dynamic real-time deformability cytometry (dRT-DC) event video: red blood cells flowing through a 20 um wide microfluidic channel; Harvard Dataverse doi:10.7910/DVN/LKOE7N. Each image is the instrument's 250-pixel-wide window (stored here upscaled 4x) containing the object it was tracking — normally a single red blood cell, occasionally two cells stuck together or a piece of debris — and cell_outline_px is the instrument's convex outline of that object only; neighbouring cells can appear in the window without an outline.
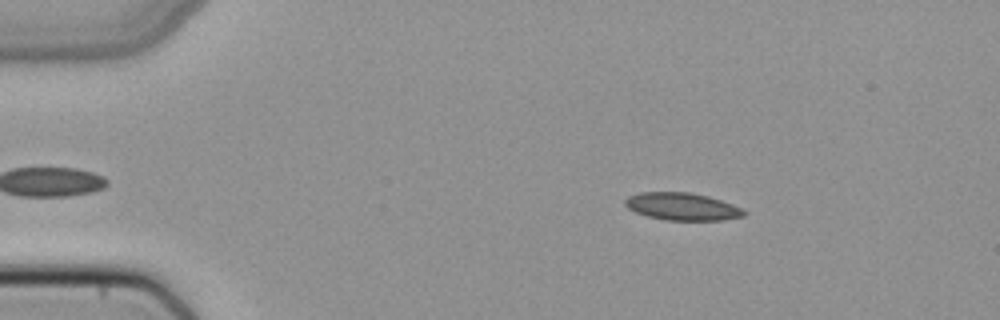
{"species": "common noctule bat (a hibernating species)", "species_latin": "Nyctalus noctula", "temperature_condition": "cold", "stored_images_in_passage": 50, "camera_frame_rate_fps": 3000, "um_per_image_px": 0.085, "animal": {"sex": "female", "body_mass_g": 22.7, "forearm_length_mm": 54.2}, "frame": {"image": 1, "passage_image": 8, "time_ms": 2.333, "image_size_px": [1000, 320], "cell_outline_px": [[748, 212], [744, 216], [724, 220], [664, 220], [648, 216], [636, 212], [628, 208], [624, 204], [624, 200], [628, 196], [640, 192], [692, 192], [708, 196], [732, 204]], "centroid_in_image_um": [57.98, 17.55], "position_along_channel_um": 27.0, "area_um2": 19.07}}
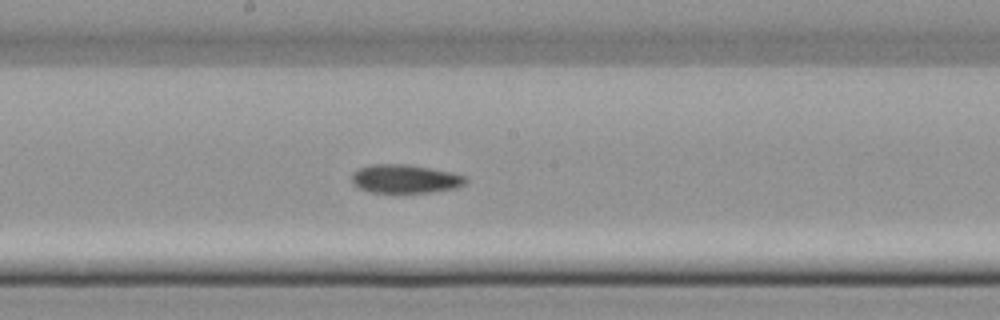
{"frame": {"image": 2, "passage_image": 27, "time_ms": 8.667, "image_size_px": [1000, 320], "cell_outline_px": [[468, 180], [464, 184], [456, 188], [428, 192], [372, 192], [360, 188], [352, 184], [352, 172], [360, 168], [372, 164], [408, 164], [452, 172], [464, 176]], "centroid_in_image_um": [34.42, 15.19], "position_along_channel_um": 213.8, "area_um2": 18.84}}
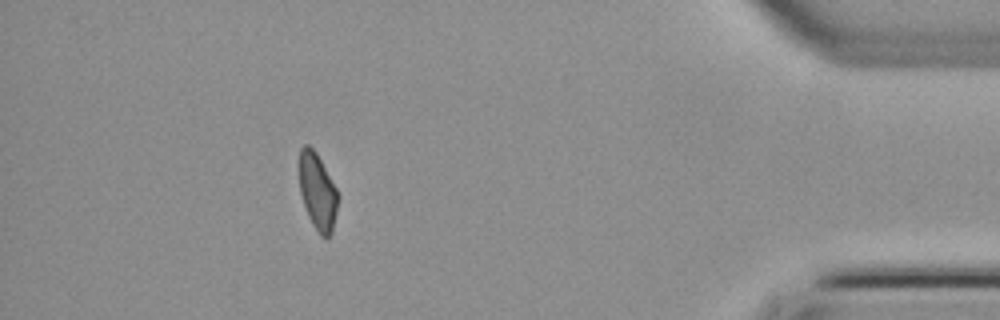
{"frame": {"image": 3, "passage_image": 45, "time_ms": 14.667, "image_size_px": [1000, 320], "cell_outline_px": [[340, 196], [332, 232], [324, 240], [320, 236], [312, 224], [308, 216], [300, 192], [300, 148], [304, 144], [308, 144], [316, 152], [336, 188]], "centroid_in_image_um": [27.01, 16.32], "position_along_channel_um": 408.2, "area_um2": 17.28}}